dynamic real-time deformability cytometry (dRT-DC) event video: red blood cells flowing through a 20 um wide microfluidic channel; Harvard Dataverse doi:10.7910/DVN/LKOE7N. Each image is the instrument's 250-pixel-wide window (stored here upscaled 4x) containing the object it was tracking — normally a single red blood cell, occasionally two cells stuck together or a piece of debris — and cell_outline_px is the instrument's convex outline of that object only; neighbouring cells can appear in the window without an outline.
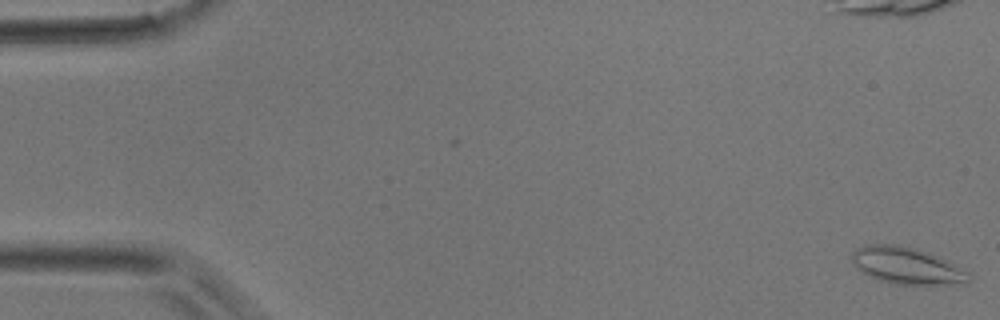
{"species": "common noctule bat (a hibernating species)", "species_latin": "Nyctalus noctula", "temperature_condition": "room temperature", "stored_images_in_passage": 47, "camera_frame_rate_fps": 3000, "um_per_image_px": 0.085, "animal": {"sex": "male", "body_mass_g": 17.9}, "frame": {"image": 1, "passage_image": 1, "time_ms": 0.0, "image_size_px": [1000, 320], "cell_outline_px": [[972, 280], [964, 284], [892, 284], [880, 280], [860, 272], [856, 268], [852, 260], [852, 252], [856, 248], [868, 244], [900, 244], [916, 248], [928, 252], [968, 272], [972, 276]], "centroid_in_image_um": [77.05, 22.58], "position_along_channel_um": 8.0, "area_um2": 25.09}}